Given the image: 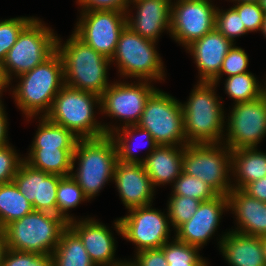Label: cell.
I'll return each instance as SVG.
<instances>
[{
    "label": "cell",
    "instance_id": "obj_35",
    "mask_svg": "<svg viewBox=\"0 0 266 266\" xmlns=\"http://www.w3.org/2000/svg\"><path fill=\"white\" fill-rule=\"evenodd\" d=\"M168 203L167 214L171 225L177 230L195 214L201 201L182 195H172Z\"/></svg>",
    "mask_w": 266,
    "mask_h": 266
},
{
    "label": "cell",
    "instance_id": "obj_14",
    "mask_svg": "<svg viewBox=\"0 0 266 266\" xmlns=\"http://www.w3.org/2000/svg\"><path fill=\"white\" fill-rule=\"evenodd\" d=\"M210 0H178L171 13L170 34L178 43L189 46L215 29V8Z\"/></svg>",
    "mask_w": 266,
    "mask_h": 266
},
{
    "label": "cell",
    "instance_id": "obj_18",
    "mask_svg": "<svg viewBox=\"0 0 266 266\" xmlns=\"http://www.w3.org/2000/svg\"><path fill=\"white\" fill-rule=\"evenodd\" d=\"M113 180L127 209L151 205L154 186L142 163H125L118 160Z\"/></svg>",
    "mask_w": 266,
    "mask_h": 266
},
{
    "label": "cell",
    "instance_id": "obj_39",
    "mask_svg": "<svg viewBox=\"0 0 266 266\" xmlns=\"http://www.w3.org/2000/svg\"><path fill=\"white\" fill-rule=\"evenodd\" d=\"M233 8L238 12L248 32L262 30L265 11L259 2H239Z\"/></svg>",
    "mask_w": 266,
    "mask_h": 266
},
{
    "label": "cell",
    "instance_id": "obj_19",
    "mask_svg": "<svg viewBox=\"0 0 266 266\" xmlns=\"http://www.w3.org/2000/svg\"><path fill=\"white\" fill-rule=\"evenodd\" d=\"M68 226L82 240L91 261L96 266H117L123 263L114 259L115 240L105 225L93 218H86L79 222L73 220L68 223Z\"/></svg>",
    "mask_w": 266,
    "mask_h": 266
},
{
    "label": "cell",
    "instance_id": "obj_50",
    "mask_svg": "<svg viewBox=\"0 0 266 266\" xmlns=\"http://www.w3.org/2000/svg\"><path fill=\"white\" fill-rule=\"evenodd\" d=\"M259 3L266 13V0H260Z\"/></svg>",
    "mask_w": 266,
    "mask_h": 266
},
{
    "label": "cell",
    "instance_id": "obj_9",
    "mask_svg": "<svg viewBox=\"0 0 266 266\" xmlns=\"http://www.w3.org/2000/svg\"><path fill=\"white\" fill-rule=\"evenodd\" d=\"M152 40L143 38L129 26L121 31L111 62L116 60L120 75L141 81L164 80V67ZM114 60V61H113Z\"/></svg>",
    "mask_w": 266,
    "mask_h": 266
},
{
    "label": "cell",
    "instance_id": "obj_17",
    "mask_svg": "<svg viewBox=\"0 0 266 266\" xmlns=\"http://www.w3.org/2000/svg\"><path fill=\"white\" fill-rule=\"evenodd\" d=\"M224 209H228L226 195H218L211 200L201 202L190 220L176 230V238L200 248L217 230Z\"/></svg>",
    "mask_w": 266,
    "mask_h": 266
},
{
    "label": "cell",
    "instance_id": "obj_8",
    "mask_svg": "<svg viewBox=\"0 0 266 266\" xmlns=\"http://www.w3.org/2000/svg\"><path fill=\"white\" fill-rule=\"evenodd\" d=\"M222 142L187 144L183 150L182 170L197 177L212 187L219 195H228L232 190L228 177L231 172V150Z\"/></svg>",
    "mask_w": 266,
    "mask_h": 266
},
{
    "label": "cell",
    "instance_id": "obj_15",
    "mask_svg": "<svg viewBox=\"0 0 266 266\" xmlns=\"http://www.w3.org/2000/svg\"><path fill=\"white\" fill-rule=\"evenodd\" d=\"M151 81L136 83H114L100 96V110L109 117L124 119L122 127L137 125L141 119L146 101L156 90Z\"/></svg>",
    "mask_w": 266,
    "mask_h": 266
},
{
    "label": "cell",
    "instance_id": "obj_3",
    "mask_svg": "<svg viewBox=\"0 0 266 266\" xmlns=\"http://www.w3.org/2000/svg\"><path fill=\"white\" fill-rule=\"evenodd\" d=\"M78 159L77 173L71 177L82 188L90 200L103 188L105 182L114 179V170L118 162V152L111 135L94 139H79L72 157V171Z\"/></svg>",
    "mask_w": 266,
    "mask_h": 266
},
{
    "label": "cell",
    "instance_id": "obj_16",
    "mask_svg": "<svg viewBox=\"0 0 266 266\" xmlns=\"http://www.w3.org/2000/svg\"><path fill=\"white\" fill-rule=\"evenodd\" d=\"M63 176L35 169L25 161L20 165L13 182L32 203L34 211L57 215V188Z\"/></svg>",
    "mask_w": 266,
    "mask_h": 266
},
{
    "label": "cell",
    "instance_id": "obj_27",
    "mask_svg": "<svg viewBox=\"0 0 266 266\" xmlns=\"http://www.w3.org/2000/svg\"><path fill=\"white\" fill-rule=\"evenodd\" d=\"M54 266H96L84 248L82 240L68 226L52 253Z\"/></svg>",
    "mask_w": 266,
    "mask_h": 266
},
{
    "label": "cell",
    "instance_id": "obj_53",
    "mask_svg": "<svg viewBox=\"0 0 266 266\" xmlns=\"http://www.w3.org/2000/svg\"><path fill=\"white\" fill-rule=\"evenodd\" d=\"M4 88L6 87H0V97H1V94H2V91L4 90ZM3 106L2 104V101L0 100V108Z\"/></svg>",
    "mask_w": 266,
    "mask_h": 266
},
{
    "label": "cell",
    "instance_id": "obj_52",
    "mask_svg": "<svg viewBox=\"0 0 266 266\" xmlns=\"http://www.w3.org/2000/svg\"><path fill=\"white\" fill-rule=\"evenodd\" d=\"M235 1H237L236 3H239V2H259L260 0H235Z\"/></svg>",
    "mask_w": 266,
    "mask_h": 266
},
{
    "label": "cell",
    "instance_id": "obj_7",
    "mask_svg": "<svg viewBox=\"0 0 266 266\" xmlns=\"http://www.w3.org/2000/svg\"><path fill=\"white\" fill-rule=\"evenodd\" d=\"M54 32L33 18L19 33L16 43L3 60V69L10 82L11 74L19 76L42 64L57 51Z\"/></svg>",
    "mask_w": 266,
    "mask_h": 266
},
{
    "label": "cell",
    "instance_id": "obj_22",
    "mask_svg": "<svg viewBox=\"0 0 266 266\" xmlns=\"http://www.w3.org/2000/svg\"><path fill=\"white\" fill-rule=\"evenodd\" d=\"M228 209L238 220L236 232L256 237L266 236V202L250 197L241 189L232 188L227 195Z\"/></svg>",
    "mask_w": 266,
    "mask_h": 266
},
{
    "label": "cell",
    "instance_id": "obj_4",
    "mask_svg": "<svg viewBox=\"0 0 266 266\" xmlns=\"http://www.w3.org/2000/svg\"><path fill=\"white\" fill-rule=\"evenodd\" d=\"M100 104V96L64 86L53 100L45 117L71 131L79 139L101 138L113 134L108 125L95 121L94 104Z\"/></svg>",
    "mask_w": 266,
    "mask_h": 266
},
{
    "label": "cell",
    "instance_id": "obj_12",
    "mask_svg": "<svg viewBox=\"0 0 266 266\" xmlns=\"http://www.w3.org/2000/svg\"><path fill=\"white\" fill-rule=\"evenodd\" d=\"M74 33L86 44L111 59L121 31L127 25V13L120 11H82Z\"/></svg>",
    "mask_w": 266,
    "mask_h": 266
},
{
    "label": "cell",
    "instance_id": "obj_30",
    "mask_svg": "<svg viewBox=\"0 0 266 266\" xmlns=\"http://www.w3.org/2000/svg\"><path fill=\"white\" fill-rule=\"evenodd\" d=\"M113 129L114 130H113V134H111V137H113L115 141L117 152H118V160L121 162H125V163H143L144 162L145 159H139V157L136 158L137 156L133 154L134 146L131 145V142L135 141L138 135L145 137L146 143L148 144V147H150L149 148L150 153L153 152V150L158 146V144L154 141V138L152 137L151 133L145 129L140 128L138 125L125 126V127H122V129L114 127ZM114 131L116 132V134Z\"/></svg>",
    "mask_w": 266,
    "mask_h": 266
},
{
    "label": "cell",
    "instance_id": "obj_38",
    "mask_svg": "<svg viewBox=\"0 0 266 266\" xmlns=\"http://www.w3.org/2000/svg\"><path fill=\"white\" fill-rule=\"evenodd\" d=\"M249 58L245 53V50L242 48L236 47L234 44L229 49L227 55L225 56L219 75L211 82L217 86L219 79H221V75L226 73L228 77L234 76L236 74H243L248 72Z\"/></svg>",
    "mask_w": 266,
    "mask_h": 266
},
{
    "label": "cell",
    "instance_id": "obj_1",
    "mask_svg": "<svg viewBox=\"0 0 266 266\" xmlns=\"http://www.w3.org/2000/svg\"><path fill=\"white\" fill-rule=\"evenodd\" d=\"M59 40L57 38V52L63 61L65 85L101 96L111 85L107 82L111 60L96 52L75 33L63 46Z\"/></svg>",
    "mask_w": 266,
    "mask_h": 266
},
{
    "label": "cell",
    "instance_id": "obj_46",
    "mask_svg": "<svg viewBox=\"0 0 266 266\" xmlns=\"http://www.w3.org/2000/svg\"><path fill=\"white\" fill-rule=\"evenodd\" d=\"M7 250H8V245L5 239V235L3 231L0 230V266H2Z\"/></svg>",
    "mask_w": 266,
    "mask_h": 266
},
{
    "label": "cell",
    "instance_id": "obj_48",
    "mask_svg": "<svg viewBox=\"0 0 266 266\" xmlns=\"http://www.w3.org/2000/svg\"><path fill=\"white\" fill-rule=\"evenodd\" d=\"M261 239H262V248H263V253H264V259H265V263H266V236L261 237Z\"/></svg>",
    "mask_w": 266,
    "mask_h": 266
},
{
    "label": "cell",
    "instance_id": "obj_47",
    "mask_svg": "<svg viewBox=\"0 0 266 266\" xmlns=\"http://www.w3.org/2000/svg\"><path fill=\"white\" fill-rule=\"evenodd\" d=\"M9 81L6 78V75L4 73L3 64L0 61V87H7L9 85Z\"/></svg>",
    "mask_w": 266,
    "mask_h": 266
},
{
    "label": "cell",
    "instance_id": "obj_2",
    "mask_svg": "<svg viewBox=\"0 0 266 266\" xmlns=\"http://www.w3.org/2000/svg\"><path fill=\"white\" fill-rule=\"evenodd\" d=\"M20 81L13 95L18 107L32 118L38 113L51 109L53 100L65 86L64 66L60 54L56 51L42 64L18 76Z\"/></svg>",
    "mask_w": 266,
    "mask_h": 266
},
{
    "label": "cell",
    "instance_id": "obj_11",
    "mask_svg": "<svg viewBox=\"0 0 266 266\" xmlns=\"http://www.w3.org/2000/svg\"><path fill=\"white\" fill-rule=\"evenodd\" d=\"M151 205L129 209V214L116 219L114 226L119 234L137 246V252L160 249L169 239L170 221Z\"/></svg>",
    "mask_w": 266,
    "mask_h": 266
},
{
    "label": "cell",
    "instance_id": "obj_13",
    "mask_svg": "<svg viewBox=\"0 0 266 266\" xmlns=\"http://www.w3.org/2000/svg\"><path fill=\"white\" fill-rule=\"evenodd\" d=\"M227 124L225 143L231 151L257 147L266 135V95L236 103Z\"/></svg>",
    "mask_w": 266,
    "mask_h": 266
},
{
    "label": "cell",
    "instance_id": "obj_20",
    "mask_svg": "<svg viewBox=\"0 0 266 266\" xmlns=\"http://www.w3.org/2000/svg\"><path fill=\"white\" fill-rule=\"evenodd\" d=\"M233 43L216 29L186 47L200 73L199 82L211 83L218 75Z\"/></svg>",
    "mask_w": 266,
    "mask_h": 266
},
{
    "label": "cell",
    "instance_id": "obj_23",
    "mask_svg": "<svg viewBox=\"0 0 266 266\" xmlns=\"http://www.w3.org/2000/svg\"><path fill=\"white\" fill-rule=\"evenodd\" d=\"M219 249L231 266H266L261 237L229 231L219 241Z\"/></svg>",
    "mask_w": 266,
    "mask_h": 266
},
{
    "label": "cell",
    "instance_id": "obj_44",
    "mask_svg": "<svg viewBox=\"0 0 266 266\" xmlns=\"http://www.w3.org/2000/svg\"><path fill=\"white\" fill-rule=\"evenodd\" d=\"M241 190L250 197L266 202V176L246 184Z\"/></svg>",
    "mask_w": 266,
    "mask_h": 266
},
{
    "label": "cell",
    "instance_id": "obj_10",
    "mask_svg": "<svg viewBox=\"0 0 266 266\" xmlns=\"http://www.w3.org/2000/svg\"><path fill=\"white\" fill-rule=\"evenodd\" d=\"M137 125L149 131L158 145L180 147L188 144L181 102L158 89L146 101Z\"/></svg>",
    "mask_w": 266,
    "mask_h": 266
},
{
    "label": "cell",
    "instance_id": "obj_43",
    "mask_svg": "<svg viewBox=\"0 0 266 266\" xmlns=\"http://www.w3.org/2000/svg\"><path fill=\"white\" fill-rule=\"evenodd\" d=\"M134 266H168L164 252L161 249H145L136 252Z\"/></svg>",
    "mask_w": 266,
    "mask_h": 266
},
{
    "label": "cell",
    "instance_id": "obj_45",
    "mask_svg": "<svg viewBox=\"0 0 266 266\" xmlns=\"http://www.w3.org/2000/svg\"><path fill=\"white\" fill-rule=\"evenodd\" d=\"M4 107L0 108V147L8 145L7 142V119Z\"/></svg>",
    "mask_w": 266,
    "mask_h": 266
},
{
    "label": "cell",
    "instance_id": "obj_33",
    "mask_svg": "<svg viewBox=\"0 0 266 266\" xmlns=\"http://www.w3.org/2000/svg\"><path fill=\"white\" fill-rule=\"evenodd\" d=\"M165 255L168 266H207L205 259L198 254L199 247L179 241L176 237L160 248Z\"/></svg>",
    "mask_w": 266,
    "mask_h": 266
},
{
    "label": "cell",
    "instance_id": "obj_6",
    "mask_svg": "<svg viewBox=\"0 0 266 266\" xmlns=\"http://www.w3.org/2000/svg\"><path fill=\"white\" fill-rule=\"evenodd\" d=\"M67 227L68 222L56 214L33 211L12 221L2 231L8 249L52 255Z\"/></svg>",
    "mask_w": 266,
    "mask_h": 266
},
{
    "label": "cell",
    "instance_id": "obj_41",
    "mask_svg": "<svg viewBox=\"0 0 266 266\" xmlns=\"http://www.w3.org/2000/svg\"><path fill=\"white\" fill-rule=\"evenodd\" d=\"M23 161L10 144L0 147V184L13 182Z\"/></svg>",
    "mask_w": 266,
    "mask_h": 266
},
{
    "label": "cell",
    "instance_id": "obj_31",
    "mask_svg": "<svg viewBox=\"0 0 266 266\" xmlns=\"http://www.w3.org/2000/svg\"><path fill=\"white\" fill-rule=\"evenodd\" d=\"M225 91L231 99L235 100V104L252 101L265 95V88L259 86L250 72L227 77Z\"/></svg>",
    "mask_w": 266,
    "mask_h": 266
},
{
    "label": "cell",
    "instance_id": "obj_32",
    "mask_svg": "<svg viewBox=\"0 0 266 266\" xmlns=\"http://www.w3.org/2000/svg\"><path fill=\"white\" fill-rule=\"evenodd\" d=\"M56 196L57 215L62 217L68 223L75 219H73L72 216H69L67 211L76 207L81 201L88 200L84 195L82 188L71 175L63 176L59 180Z\"/></svg>",
    "mask_w": 266,
    "mask_h": 266
},
{
    "label": "cell",
    "instance_id": "obj_24",
    "mask_svg": "<svg viewBox=\"0 0 266 266\" xmlns=\"http://www.w3.org/2000/svg\"><path fill=\"white\" fill-rule=\"evenodd\" d=\"M184 146L158 145L142 163L152 185L173 183L183 172Z\"/></svg>",
    "mask_w": 266,
    "mask_h": 266
},
{
    "label": "cell",
    "instance_id": "obj_51",
    "mask_svg": "<svg viewBox=\"0 0 266 266\" xmlns=\"http://www.w3.org/2000/svg\"><path fill=\"white\" fill-rule=\"evenodd\" d=\"M117 266H134L131 262H123V263H121V264H119V265H117Z\"/></svg>",
    "mask_w": 266,
    "mask_h": 266
},
{
    "label": "cell",
    "instance_id": "obj_29",
    "mask_svg": "<svg viewBox=\"0 0 266 266\" xmlns=\"http://www.w3.org/2000/svg\"><path fill=\"white\" fill-rule=\"evenodd\" d=\"M78 140L71 131L42 116L31 148L75 149Z\"/></svg>",
    "mask_w": 266,
    "mask_h": 266
},
{
    "label": "cell",
    "instance_id": "obj_36",
    "mask_svg": "<svg viewBox=\"0 0 266 266\" xmlns=\"http://www.w3.org/2000/svg\"><path fill=\"white\" fill-rule=\"evenodd\" d=\"M215 29L223 34L232 43L234 38L248 33L238 12L231 7L227 11L216 10L215 14Z\"/></svg>",
    "mask_w": 266,
    "mask_h": 266
},
{
    "label": "cell",
    "instance_id": "obj_37",
    "mask_svg": "<svg viewBox=\"0 0 266 266\" xmlns=\"http://www.w3.org/2000/svg\"><path fill=\"white\" fill-rule=\"evenodd\" d=\"M32 17H16L0 21V61L3 62L7 52L16 43L22 29L32 20Z\"/></svg>",
    "mask_w": 266,
    "mask_h": 266
},
{
    "label": "cell",
    "instance_id": "obj_26",
    "mask_svg": "<svg viewBox=\"0 0 266 266\" xmlns=\"http://www.w3.org/2000/svg\"><path fill=\"white\" fill-rule=\"evenodd\" d=\"M75 149L31 148L24 161L31 167L50 174L69 176Z\"/></svg>",
    "mask_w": 266,
    "mask_h": 266
},
{
    "label": "cell",
    "instance_id": "obj_21",
    "mask_svg": "<svg viewBox=\"0 0 266 266\" xmlns=\"http://www.w3.org/2000/svg\"><path fill=\"white\" fill-rule=\"evenodd\" d=\"M134 3L137 15L131 18L127 14V26L135 33L156 42L164 29L170 32L171 0H139Z\"/></svg>",
    "mask_w": 266,
    "mask_h": 266
},
{
    "label": "cell",
    "instance_id": "obj_34",
    "mask_svg": "<svg viewBox=\"0 0 266 266\" xmlns=\"http://www.w3.org/2000/svg\"><path fill=\"white\" fill-rule=\"evenodd\" d=\"M173 194L197 199L201 202L211 200L219 194L201 179L185 174L184 172L175 180Z\"/></svg>",
    "mask_w": 266,
    "mask_h": 266
},
{
    "label": "cell",
    "instance_id": "obj_54",
    "mask_svg": "<svg viewBox=\"0 0 266 266\" xmlns=\"http://www.w3.org/2000/svg\"><path fill=\"white\" fill-rule=\"evenodd\" d=\"M136 1H139V0H128V2L131 4V3H133L134 4V2H136Z\"/></svg>",
    "mask_w": 266,
    "mask_h": 266
},
{
    "label": "cell",
    "instance_id": "obj_40",
    "mask_svg": "<svg viewBox=\"0 0 266 266\" xmlns=\"http://www.w3.org/2000/svg\"><path fill=\"white\" fill-rule=\"evenodd\" d=\"M2 266H54L51 255L8 249Z\"/></svg>",
    "mask_w": 266,
    "mask_h": 266
},
{
    "label": "cell",
    "instance_id": "obj_28",
    "mask_svg": "<svg viewBox=\"0 0 266 266\" xmlns=\"http://www.w3.org/2000/svg\"><path fill=\"white\" fill-rule=\"evenodd\" d=\"M33 211L32 203L14 182L0 184V230Z\"/></svg>",
    "mask_w": 266,
    "mask_h": 266
},
{
    "label": "cell",
    "instance_id": "obj_49",
    "mask_svg": "<svg viewBox=\"0 0 266 266\" xmlns=\"http://www.w3.org/2000/svg\"><path fill=\"white\" fill-rule=\"evenodd\" d=\"M261 32L264 34V36L266 37V13L264 15V23H263V27Z\"/></svg>",
    "mask_w": 266,
    "mask_h": 266
},
{
    "label": "cell",
    "instance_id": "obj_25",
    "mask_svg": "<svg viewBox=\"0 0 266 266\" xmlns=\"http://www.w3.org/2000/svg\"><path fill=\"white\" fill-rule=\"evenodd\" d=\"M231 170L238 182L232 188L242 189L266 176V153L258 152L256 147L231 151Z\"/></svg>",
    "mask_w": 266,
    "mask_h": 266
},
{
    "label": "cell",
    "instance_id": "obj_42",
    "mask_svg": "<svg viewBox=\"0 0 266 266\" xmlns=\"http://www.w3.org/2000/svg\"><path fill=\"white\" fill-rule=\"evenodd\" d=\"M82 7V11H120L128 13V0H78ZM128 11V12H127Z\"/></svg>",
    "mask_w": 266,
    "mask_h": 266
},
{
    "label": "cell",
    "instance_id": "obj_5",
    "mask_svg": "<svg viewBox=\"0 0 266 266\" xmlns=\"http://www.w3.org/2000/svg\"><path fill=\"white\" fill-rule=\"evenodd\" d=\"M198 83L189 100L181 103L185 138L188 144H220L225 121L222 104L214 92L216 85Z\"/></svg>",
    "mask_w": 266,
    "mask_h": 266
}]
</instances>
